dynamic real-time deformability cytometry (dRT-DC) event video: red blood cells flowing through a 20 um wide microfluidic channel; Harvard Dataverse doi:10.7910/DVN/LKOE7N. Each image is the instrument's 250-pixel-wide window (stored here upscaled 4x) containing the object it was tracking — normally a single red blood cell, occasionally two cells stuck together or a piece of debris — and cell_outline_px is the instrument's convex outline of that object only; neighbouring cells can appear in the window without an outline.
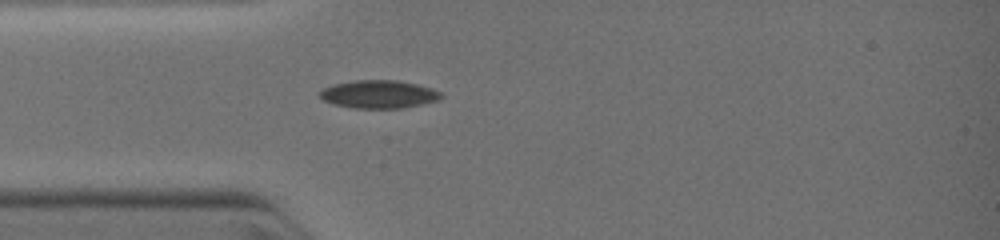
{"species": "common noctule bat (a hibernating species)", "species_latin": "Nyctalus noctula", "temperature_condition": "warm", "stored_images_in_passage": 1, "camera_frame_rate_fps": 3000, "um_per_image_px": 0.085, "animal": {"sex": "female", "body_mass_g": 19.0, "forearm_length_mm": 51.5}, "frame": {"image": 1, "passage_image": 1, "time_ms": 0.0, "image_size_px": [1000, 240], "cell_outline_px": [[444, 96], [436, 100], [420, 104], [400, 108], [356, 108], [332, 104], [324, 100], [320, 96], [320, 92], [324, 88], [332, 84], [356, 80], [396, 80], [416, 84], [440, 92]], "centroid_in_image_um": [32.15, 8.01], "position_along_channel_um": 52.8, "area_um2": 19.48}}